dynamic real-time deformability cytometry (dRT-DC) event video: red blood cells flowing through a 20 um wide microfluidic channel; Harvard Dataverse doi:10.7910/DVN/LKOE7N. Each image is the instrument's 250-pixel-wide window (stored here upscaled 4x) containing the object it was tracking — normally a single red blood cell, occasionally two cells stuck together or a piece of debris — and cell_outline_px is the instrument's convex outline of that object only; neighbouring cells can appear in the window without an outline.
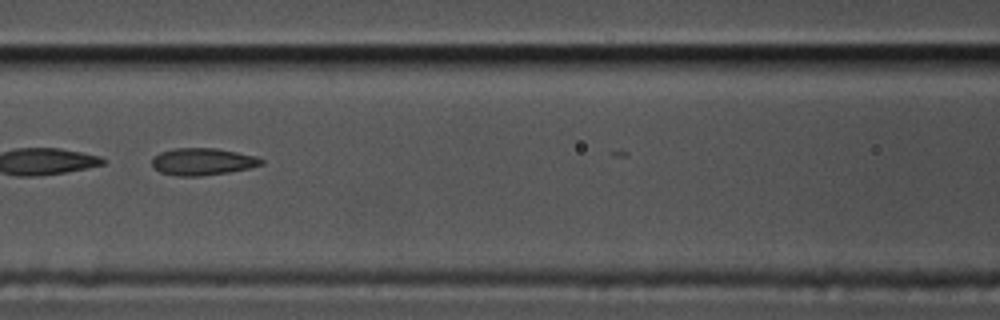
{"species": "common noctule bat (a hibernating species)", "species_latin": "Nyctalus noctula", "temperature_condition": "cold", "stored_images_in_passage": 10, "camera_frame_rate_fps": 3000, "um_per_image_px": 0.085, "animal": {"sex": "male", "body_mass_g": 17.5, "forearm_length_mm": 52.3}, "frame": {"image": 1, "passage_image": 7, "time_ms": 2.0, "image_size_px": [1000, 320], "cell_outline_px": [[264, 164], [248, 168], [228, 172], [200, 176], [176, 176], [160, 172], [152, 168], [152, 156], [160, 152], [172, 148], [216, 148], [256, 156], [264, 160]], "centroid_in_image_um": [17.17, 13.73], "position_along_channel_um": 149.4, "area_um2": 17.4}}